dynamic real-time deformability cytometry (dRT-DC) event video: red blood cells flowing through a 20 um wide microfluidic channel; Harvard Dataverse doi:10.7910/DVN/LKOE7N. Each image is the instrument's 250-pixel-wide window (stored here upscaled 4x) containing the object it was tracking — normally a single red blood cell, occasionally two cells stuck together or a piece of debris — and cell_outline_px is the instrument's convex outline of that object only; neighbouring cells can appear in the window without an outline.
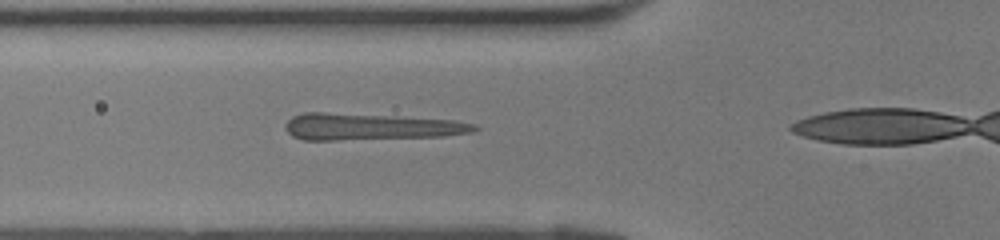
{"species": "human", "species_latin": "Homo sapiens", "temperature_condition": "room temperature", "stored_images_in_passage": 27, "camera_frame_rate_fps": 3000, "um_per_image_px": 0.085, "donor": {"sex": "female"}, "frame": {"image": 1, "passage_image": 9, "time_ms": 2.667, "image_size_px": [1000, 240], "cell_outline_px": [[480, 128], [472, 132], [444, 136], [340, 140], [304, 140], [292, 136], [284, 128], [284, 124], [292, 116], [304, 112], [324, 112], [396, 116], [456, 120], [476, 124]], "centroid_in_image_um": [31.48, 10.77], "position_along_channel_um": 94.3, "area_um2": 29.59}}
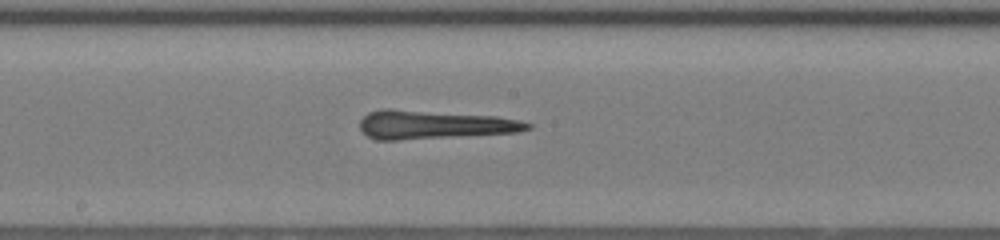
{"frame": {"image": 2, "passage_image": 16, "time_ms": 5.0, "image_size_px": [1000, 240], "cell_outline_px": [[532, 128], [516, 132], [396, 140], [376, 140], [360, 132], [360, 120], [368, 112], [384, 108], [392, 108], [496, 116], [520, 120], [532, 124]], "centroid_in_image_um": [36.83, 10.58], "position_along_channel_um": 211.4, "area_um2": 28.03}}
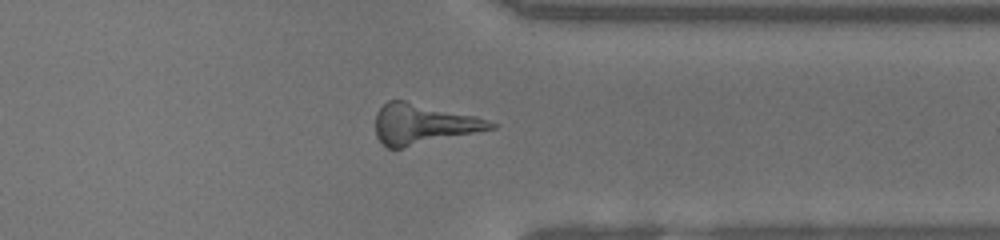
{"frame": {"image": 3, "passage_image": 26, "time_ms": 8.333, "image_size_px": [1000, 240], "cell_outline_px": [[496, 128], [400, 148], [388, 148], [376, 136], [376, 112], [388, 100], [404, 100], [476, 116], [496, 124]], "centroid_in_image_um": [35.94, 10.53], "position_along_channel_um": 375.5, "area_um2": 26.59}}